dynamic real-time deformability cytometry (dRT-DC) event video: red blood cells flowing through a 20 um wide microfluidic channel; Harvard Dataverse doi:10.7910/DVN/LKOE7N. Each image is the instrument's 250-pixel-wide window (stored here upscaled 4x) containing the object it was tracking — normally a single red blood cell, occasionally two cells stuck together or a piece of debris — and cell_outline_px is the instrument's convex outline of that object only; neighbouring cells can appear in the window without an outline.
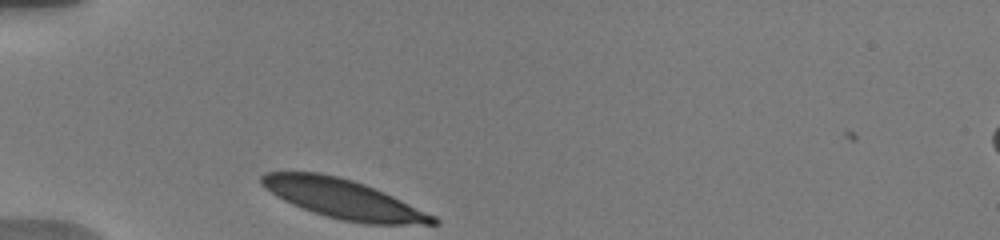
{"species": "human", "species_latin": "Homo sapiens", "temperature_condition": "warm", "stored_images_in_passage": 49, "camera_frame_rate_fps": 3000, "um_per_image_px": 0.085, "donor": {"sex": "male"}, "frame": {"image": 1, "passage_image": 1, "time_ms": 0.0, "image_size_px": [1000, 240], "cell_outline_px": [[440, 224], [364, 224], [340, 220], [312, 212], [292, 204], [276, 196], [264, 188], [260, 184], [260, 176], [264, 172], [320, 172], [352, 180], [364, 184], [384, 192], [436, 216], [440, 220]], "centroid_in_image_um": [29.17, 16.91], "position_along_channel_um": 55.8, "area_um2": 39.19}}
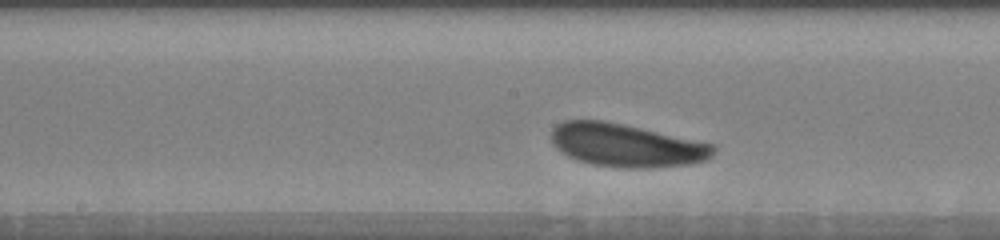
{"frame": {"image": 2, "passage_image": 25, "time_ms": 4.333, "image_size_px": [1000, 240], "cell_outline_px": [[716, 148], [712, 156], [704, 160], [692, 164], [648, 168], [620, 168], [592, 164], [576, 160], [560, 152], [552, 144], [552, 128], [556, 124], [564, 120], [604, 120], [716, 144]], "centroid_in_image_um": [53.23, 12.35], "position_along_channel_um": 195.0, "area_um2": 41.04}}
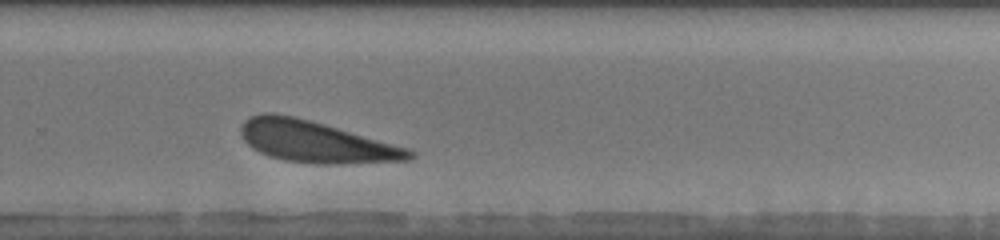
{"frame": {"image": 3, "passage_image": 37, "time_ms": 7.333, "image_size_px": [1000, 240], "cell_outline_px": [[416, 156], [412, 160], [340, 164], [316, 164], [284, 160], [268, 156], [252, 148], [240, 136], [240, 128], [244, 120], [260, 112], [272, 112], [292, 116], [324, 124], [408, 148], [416, 152]], "centroid_in_image_um": [26.83, 12.06], "position_along_channel_um": 303.0, "area_um2": 40.75}, "authors_computed_cell_mechanics": {"area_um2": 40.1132, "velocity_mm_per_s": 3.6028, "shape_relaxation_time_tau1_ms": 0.8216, "shape_relaxation_time_tau2_ms": 4.4323, "deformation_change_tau1": 0.0684, "deformation_change_tau2": 0.1088}}